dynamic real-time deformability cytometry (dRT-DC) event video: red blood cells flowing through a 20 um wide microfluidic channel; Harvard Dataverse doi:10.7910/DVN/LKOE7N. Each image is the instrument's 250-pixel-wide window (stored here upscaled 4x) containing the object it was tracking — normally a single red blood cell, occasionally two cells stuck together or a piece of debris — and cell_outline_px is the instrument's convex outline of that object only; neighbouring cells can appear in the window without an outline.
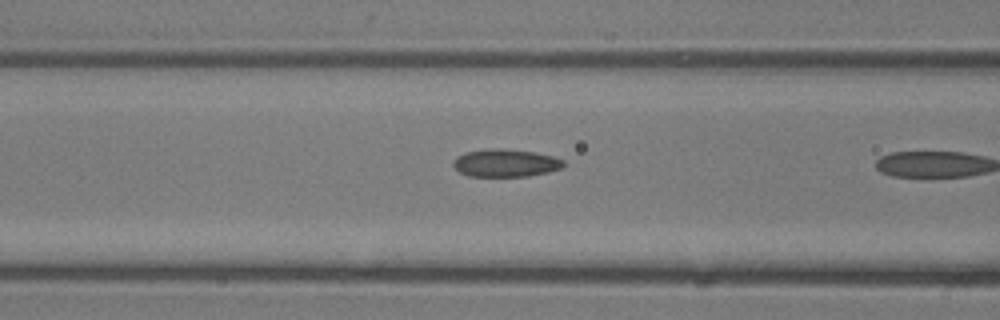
{"species": "common noctule bat (a hibernating species)", "species_latin": "Nyctalus noctula", "temperature_condition": "room temperature", "stored_images_in_passage": 5, "camera_frame_rate_fps": 3000, "um_per_image_px": 0.085, "animal": {"sex": "male", "body_mass_g": 13.3}, "frame": {"image": 1, "passage_image": 4, "time_ms": 1.0, "image_size_px": [1000, 320], "cell_outline_px": [[564, 164], [560, 168], [548, 172], [528, 176], [468, 176], [460, 172], [452, 164], [456, 156], [464, 152], [496, 148], [532, 152], [552, 156], [564, 160]], "centroid_in_image_um": [42.94, 13.86], "position_along_channel_um": 123.7, "area_um2": 17.57}}